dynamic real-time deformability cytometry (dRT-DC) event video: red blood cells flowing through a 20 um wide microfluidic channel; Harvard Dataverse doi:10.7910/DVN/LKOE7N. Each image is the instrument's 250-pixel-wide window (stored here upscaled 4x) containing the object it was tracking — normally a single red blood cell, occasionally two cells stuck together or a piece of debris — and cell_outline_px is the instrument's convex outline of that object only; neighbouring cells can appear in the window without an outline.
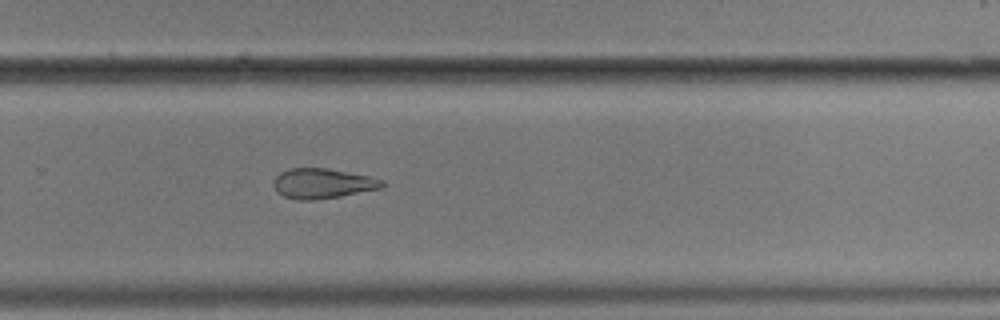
{"species": "common noctule bat (a hibernating species)", "species_latin": "Nyctalus noctula", "temperature_condition": "cold", "stored_images_in_passage": 9, "camera_frame_rate_fps": 3000, "um_per_image_px": 0.085, "animal": {"sex": "male", "body_mass_g": 17.9}, "frame": {"image": 1, "passage_image": 9, "time_ms": 10.0, "image_size_px": [1000, 320], "cell_outline_px": [[384, 188], [340, 196], [316, 200], [296, 200], [284, 196], [276, 192], [272, 184], [276, 176], [280, 172], [288, 168], [328, 168], [368, 176], [384, 180]], "centroid_in_image_um": [27.4, 15.6], "position_along_channel_um": 302.4, "area_um2": 19.19}}